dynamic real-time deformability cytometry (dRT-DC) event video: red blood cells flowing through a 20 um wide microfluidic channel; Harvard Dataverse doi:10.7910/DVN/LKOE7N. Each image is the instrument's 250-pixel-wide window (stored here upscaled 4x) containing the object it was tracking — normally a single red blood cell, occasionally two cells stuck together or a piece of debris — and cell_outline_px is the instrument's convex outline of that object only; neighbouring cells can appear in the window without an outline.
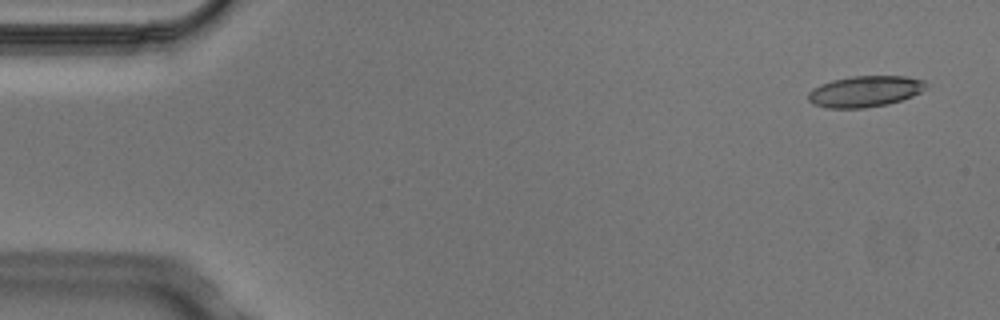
{"species": "Egyptian fruit bat (a non-hibernating species)", "species_latin": "Rousettus aegyptiacus", "temperature_condition": "cold", "stored_images_in_passage": 4, "camera_frame_rate_fps": 3000, "um_per_image_px": 0.085, "animal": {"sex": "male"}, "frame": {"image": 1, "passage_image": 1, "time_ms": 0.0, "image_size_px": [1000, 320], "cell_outline_px": [[924, 88], [920, 92], [912, 96], [888, 104], [864, 108], [828, 108], [812, 104], [808, 100], [808, 92], [812, 88], [820, 84], [832, 80], [852, 76], [908, 76], [924, 80]], "centroid_in_image_um": [73.47, 7.77], "position_along_channel_um": 11.5, "area_um2": 21.33}}